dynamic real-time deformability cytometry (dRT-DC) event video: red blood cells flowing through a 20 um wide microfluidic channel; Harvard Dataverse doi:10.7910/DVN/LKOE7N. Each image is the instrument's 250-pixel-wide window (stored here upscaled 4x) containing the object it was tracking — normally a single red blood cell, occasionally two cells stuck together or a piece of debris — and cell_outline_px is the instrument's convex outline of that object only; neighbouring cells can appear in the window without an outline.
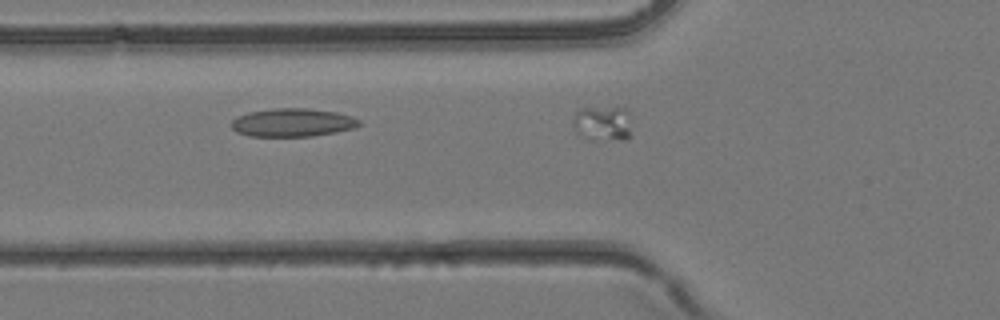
{"species": "common noctule bat (a hibernating species)", "species_latin": "Nyctalus noctula", "temperature_condition": "room temperature", "stored_images_in_passage": 10, "camera_frame_rate_fps": 3000, "um_per_image_px": 0.085, "animal": {"sex": "female", "body_mass_g": 24.6, "forearm_length_mm": 56.2}, "frame": {"image": 1, "passage_image": 10, "time_ms": 3.0, "image_size_px": [1000, 320], "cell_outline_px": [[632, 136], [628, 140], [620, 140], [584, 136], [576, 132], [576, 112], [580, 108], [624, 108], [628, 112]], "centroid_in_image_um": [51.33, 10.48], "position_along_channel_um": 74.5, "area_um2": 11.44}}